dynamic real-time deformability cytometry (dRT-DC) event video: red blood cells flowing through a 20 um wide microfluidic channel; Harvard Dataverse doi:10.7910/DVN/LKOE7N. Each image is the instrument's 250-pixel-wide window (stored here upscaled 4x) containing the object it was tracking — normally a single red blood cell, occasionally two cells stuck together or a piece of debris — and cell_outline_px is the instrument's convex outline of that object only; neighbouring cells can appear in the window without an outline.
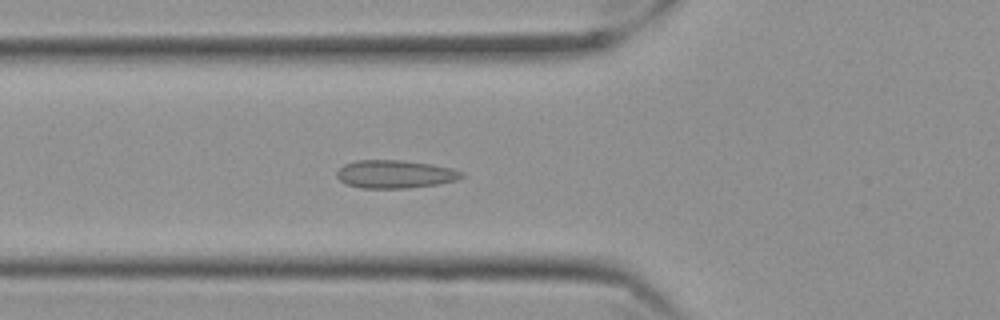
{"species": "Egyptian fruit bat (a non-hibernating species)", "species_latin": "Rousettus aegyptiacus", "temperature_condition": "cold", "stored_images_in_passage": 59, "camera_frame_rate_fps": 3000, "um_per_image_px": 0.085, "frame": {"image": 1, "passage_image": 22, "time_ms": 7.0, "image_size_px": [1000, 320], "cell_outline_px": [[464, 176], [456, 180], [436, 184], [404, 188], [360, 188], [344, 184], [336, 176], [336, 172], [344, 164], [356, 160], [404, 160], [432, 164], [452, 168], [464, 172]], "centroid_in_image_um": [33.55, 14.79], "position_along_channel_um": 92.2, "area_um2": 20.52}}
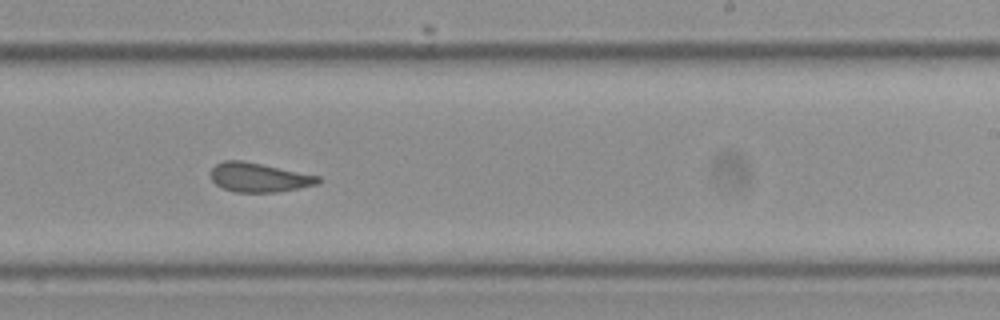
{"frame": {"image": 2, "passage_image": 37, "time_ms": 12.0, "image_size_px": [1000, 320], "cell_outline_px": [[320, 184], [276, 192], [236, 192], [224, 188], [216, 184], [212, 180], [212, 168], [216, 164], [224, 160], [244, 160], [320, 176]], "centroid_in_image_um": [22.03, 15.07], "position_along_channel_um": 267.0, "area_um2": 18.21}}
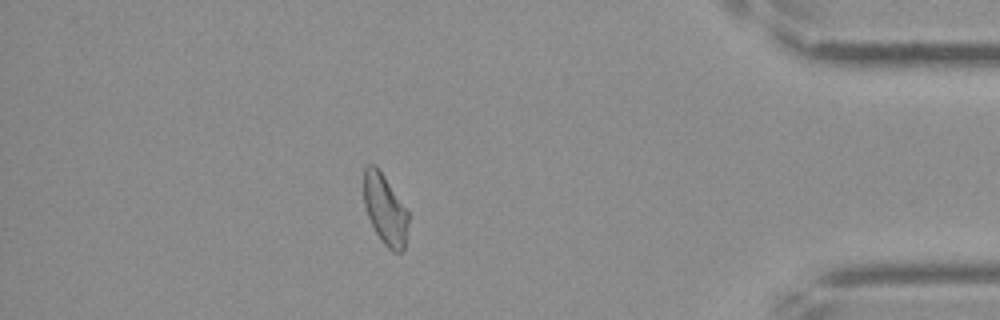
{"frame": {"image": 3, "passage_image": 52, "time_ms": 17.0, "image_size_px": [1000, 320], "cell_outline_px": [[408, 220], [404, 248], [400, 252], [392, 252], [384, 244], [376, 232], [368, 216], [364, 204], [364, 168], [368, 164], [376, 164], [408, 212]], "centroid_in_image_um": [32.71, 17.79], "position_along_channel_um": 402.5, "area_um2": 17.92}, "authors_computed_cell_mechanics": {"area_um2": 19.363, "velocity_mm_per_s": 3.4815, "shape_relaxation_time_tau1_ms": null, "shape_relaxation_time_tau2_ms": 1.3625, "deformation_change_tau1": null, "deformation_change_tau2": 0.0672}}